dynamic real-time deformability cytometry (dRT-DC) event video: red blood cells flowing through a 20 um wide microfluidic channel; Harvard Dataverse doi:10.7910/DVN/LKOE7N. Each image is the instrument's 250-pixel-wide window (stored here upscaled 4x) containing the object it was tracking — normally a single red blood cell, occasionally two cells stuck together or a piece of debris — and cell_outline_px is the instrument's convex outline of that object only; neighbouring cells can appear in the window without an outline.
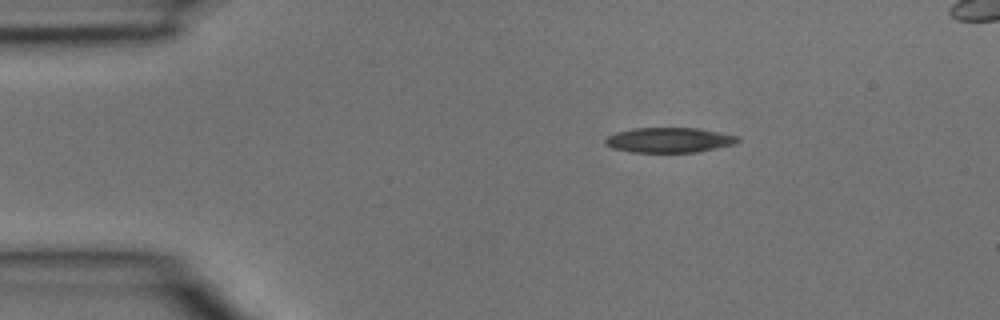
{"species": "common noctule bat (a hibernating species)", "species_latin": "Nyctalus noctula", "temperature_condition": "room temperature", "stored_images_in_passage": 3, "segment_of_instrument_passage": [1, 2], "camera_frame_rate_fps": 3000, "um_per_image_px": 0.085, "animal": {"sex": "male", "body_mass_g": 15.6}, "frame": {"image": 1, "passage_image": 1, "time_ms": 0.0, "image_size_px": [1000, 320], "cell_outline_px": [[740, 140], [736, 144], [696, 152], [632, 152], [612, 148], [604, 144], [604, 140], [608, 136], [616, 132], [636, 128], [700, 128], [740, 136]], "centroid_in_image_um": [56.91, 11.9], "position_along_channel_um": 28.1, "area_um2": 19.42}}